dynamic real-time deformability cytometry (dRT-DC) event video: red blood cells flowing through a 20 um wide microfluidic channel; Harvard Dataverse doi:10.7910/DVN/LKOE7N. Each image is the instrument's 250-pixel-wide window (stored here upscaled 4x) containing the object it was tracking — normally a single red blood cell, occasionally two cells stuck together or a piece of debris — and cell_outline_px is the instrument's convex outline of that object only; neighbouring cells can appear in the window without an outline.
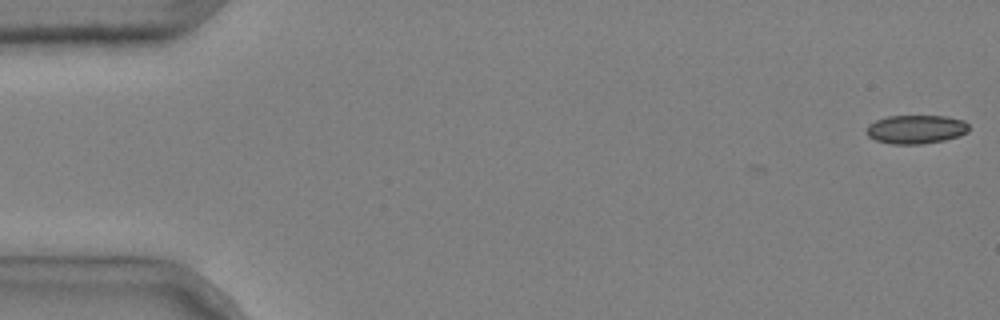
{"species": "common noctule bat (a hibernating species)", "species_latin": "Nyctalus noctula", "temperature_condition": "cold", "stored_images_in_passage": 3, "camera_frame_rate_fps": 3000, "um_per_image_px": 0.085, "animal": {"sex": "male", "body_mass_g": 20.4}, "frame": {"image": 1, "passage_image": 1, "time_ms": 0.0, "image_size_px": [1000, 320], "cell_outline_px": [[968, 132], [960, 136], [944, 140], [920, 144], [892, 144], [876, 140], [868, 136], [868, 124], [876, 120], [888, 116], [948, 116], [964, 120], [968, 124]], "centroid_in_image_um": [77.89, 10.99], "position_along_channel_um": 7.1, "area_um2": 17.11}}